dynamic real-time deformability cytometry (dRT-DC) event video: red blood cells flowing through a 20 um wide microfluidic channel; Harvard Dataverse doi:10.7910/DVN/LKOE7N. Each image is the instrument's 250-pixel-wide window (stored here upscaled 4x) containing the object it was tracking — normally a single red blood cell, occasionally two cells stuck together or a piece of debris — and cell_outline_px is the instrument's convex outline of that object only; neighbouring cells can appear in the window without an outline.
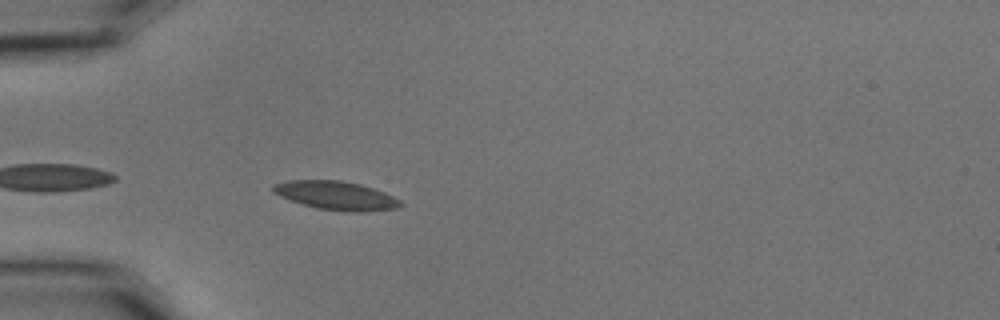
{"species": "common noctule bat (a hibernating species)", "species_latin": "Nyctalus noctula", "temperature_condition": "cold", "stored_images_in_passage": 15, "camera_frame_rate_fps": 3000, "um_per_image_px": 0.085, "animal": {"sex": "male", "body_mass_g": 15.6}, "frame": {"image": 1, "passage_image": 3, "time_ms": 0.667, "image_size_px": [1000, 320], "cell_outline_px": [[404, 204], [400, 208], [360, 212], [348, 212], [316, 208], [280, 196], [272, 192], [272, 184], [288, 180], [340, 180], [360, 184], [384, 192], [400, 200]], "centroid_in_image_um": [28.58, 16.62], "position_along_channel_um": 56.4, "area_um2": 21.27}}